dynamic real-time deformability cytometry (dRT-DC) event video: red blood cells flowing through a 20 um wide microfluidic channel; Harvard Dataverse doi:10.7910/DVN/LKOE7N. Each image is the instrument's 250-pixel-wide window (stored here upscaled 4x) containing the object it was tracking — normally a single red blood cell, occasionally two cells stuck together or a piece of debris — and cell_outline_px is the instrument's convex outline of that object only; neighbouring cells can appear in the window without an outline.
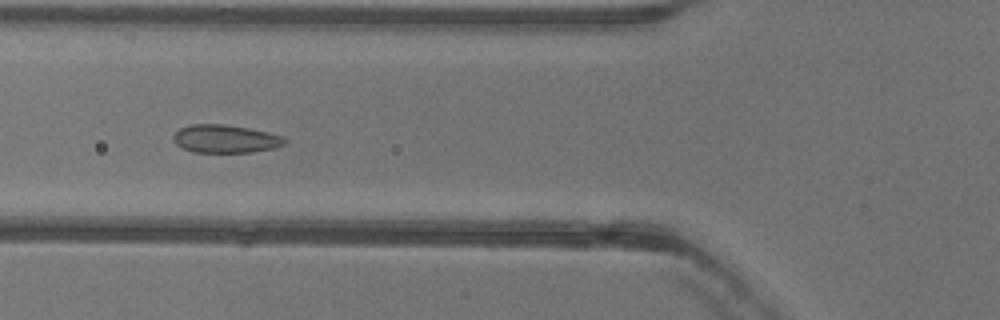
{"species": "common noctule bat (a hibernating species)", "species_latin": "Nyctalus noctula", "temperature_condition": "warm", "stored_images_in_passage": 37, "camera_frame_rate_fps": 3000, "um_per_image_px": 0.085, "animal": {"sex": "female"}, "frame": {"image": 1, "passage_image": 6, "time_ms": 1.667, "image_size_px": [1000, 320], "cell_outline_px": [[288, 140], [284, 144], [272, 148], [252, 152], [192, 152], [176, 144], [172, 140], [172, 136], [180, 128], [192, 124], [224, 124], [248, 128], [268, 132], [284, 136]], "centroid_in_image_um": [19.15, 11.79], "position_along_channel_um": 106.6, "area_um2": 18.21}}
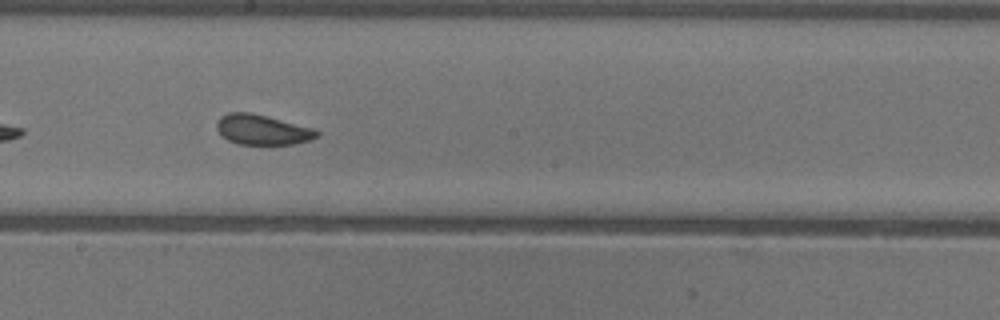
{"frame": {"image": 2, "passage_image": 15, "time_ms": 4.667, "image_size_px": [1000, 320], "cell_outline_px": [[320, 136], [296, 144], [240, 144], [228, 140], [216, 128], [216, 120], [220, 116], [228, 112], [252, 112], [316, 128], [320, 132]], "centroid_in_image_um": [22.33, 11.01], "position_along_channel_um": 225.9, "area_um2": 17.8}}
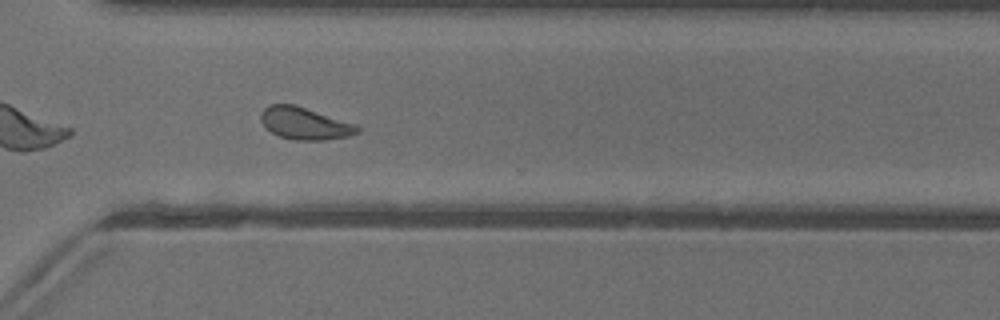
{"frame": {"image": 3, "passage_image": 24, "time_ms": 7.667, "image_size_px": [1000, 320], "cell_outline_px": [[360, 132], [348, 136], [324, 140], [296, 140], [280, 136], [272, 132], [260, 120], [260, 112], [268, 104], [296, 104], [356, 124], [360, 128]], "centroid_in_image_um": [25.91, 10.47], "position_along_channel_um": 344.7, "area_um2": 18.15}, "authors_computed_cell_mechanics": {"area_um2": 18.3804, "velocity_mm_per_s": 3.9703, "shape_relaxation_time_tau1_ms": 6.0028, "shape_relaxation_time_tau2_ms": 0.9914, "deformation_change_tau1": 0.1051, "deformation_change_tau2": 0.0501}}